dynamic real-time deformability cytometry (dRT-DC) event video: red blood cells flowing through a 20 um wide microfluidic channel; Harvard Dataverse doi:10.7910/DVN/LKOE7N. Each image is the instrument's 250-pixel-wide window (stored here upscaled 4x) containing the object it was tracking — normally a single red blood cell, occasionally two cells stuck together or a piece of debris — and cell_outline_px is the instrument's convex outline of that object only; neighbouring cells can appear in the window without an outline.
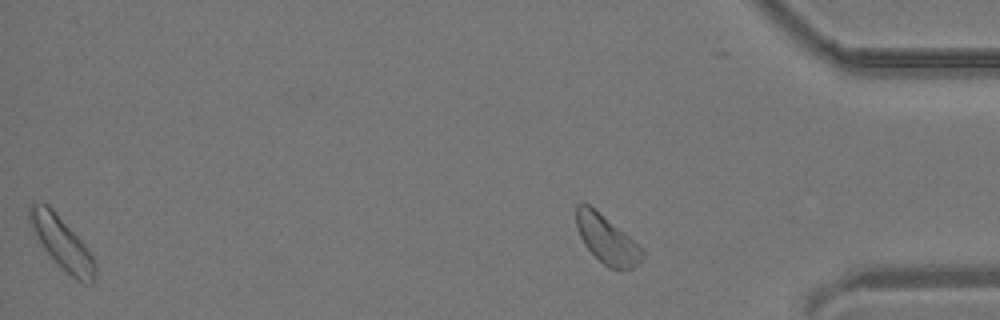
{"species": "common noctule bat (a hibernating species)", "species_latin": "Nyctalus noctula", "temperature_condition": "room temperature", "stored_images_in_passage": 39, "segment_of_instrument_passage": [2, 2], "camera_frame_rate_fps": 3000, "um_per_image_px": 0.085, "animal": {"sex": "male", "body_mass_g": 19.2, "forearm_length_mm": 51.8}, "frame": {"image": 1, "passage_image": 39, "time_ms": 12.667, "image_size_px": [1000, 320], "cell_outline_px": [[644, 256], [632, 268], [608, 268], [584, 244], [580, 236], [576, 224], [576, 204], [580, 200], [588, 204], [644, 248]], "centroid_in_image_um": [51.56, 20.32], "position_along_channel_um": 383.6, "area_um2": 18.21}}